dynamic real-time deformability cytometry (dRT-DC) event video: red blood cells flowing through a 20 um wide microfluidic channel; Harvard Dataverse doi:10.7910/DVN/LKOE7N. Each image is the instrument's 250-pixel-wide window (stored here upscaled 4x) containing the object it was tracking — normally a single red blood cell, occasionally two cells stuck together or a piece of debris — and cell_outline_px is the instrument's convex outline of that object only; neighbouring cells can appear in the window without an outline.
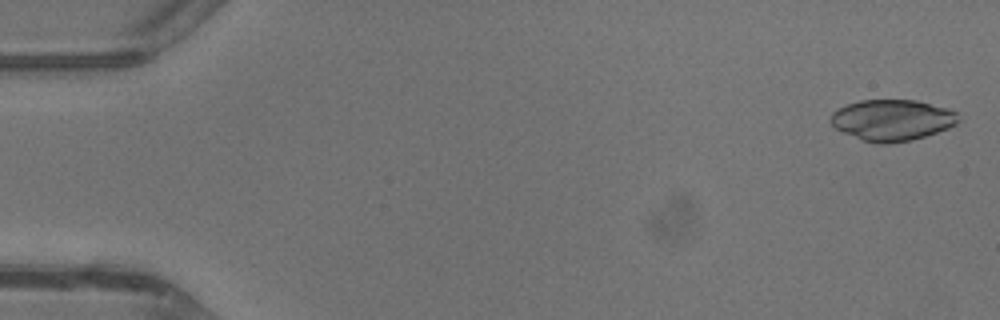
{"species": "common noctule bat (a hibernating species)", "species_latin": "Nyctalus noctula", "temperature_condition": "warm", "stored_images_in_passage": 43, "camera_frame_rate_fps": 3000, "um_per_image_px": 0.085, "animal": {"sex": "male", "body_mass_g": 13.3}, "frame": {"image": 1, "passage_image": 1, "time_ms": 0.0, "image_size_px": [1000, 320], "cell_outline_px": [[960, 120], [956, 124], [948, 128], [912, 140], [888, 144], [880, 144], [860, 140], [836, 128], [828, 120], [832, 112], [848, 104], [860, 100], [916, 100], [948, 108], [956, 112]], "centroid_in_image_um": [75.83, 10.21], "position_along_channel_um": 9.2, "area_um2": 30.63}}
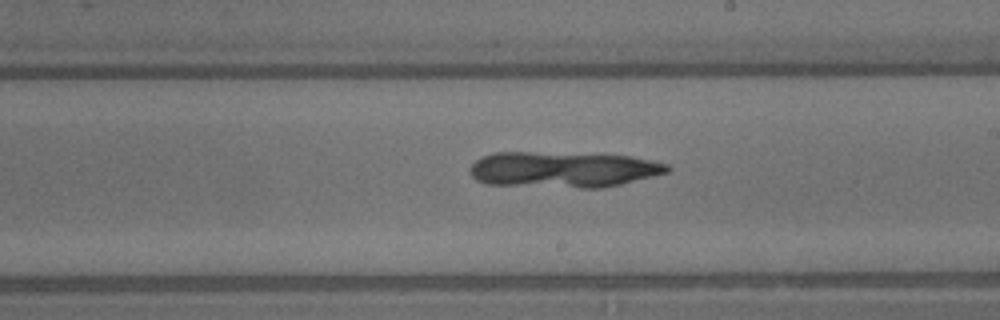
{"frame": {"image": 2, "passage_image": 25, "time_ms": 8.0, "image_size_px": [1000, 320], "cell_outline_px": [[672, 168], [668, 172], [620, 184], [600, 188], [580, 188], [484, 184], [476, 180], [468, 172], [468, 168], [480, 156], [492, 152], [532, 152], [628, 156], [668, 164]], "centroid_in_image_um": [47.77, 14.42], "position_along_channel_um": 241.2, "area_um2": 41.21}}
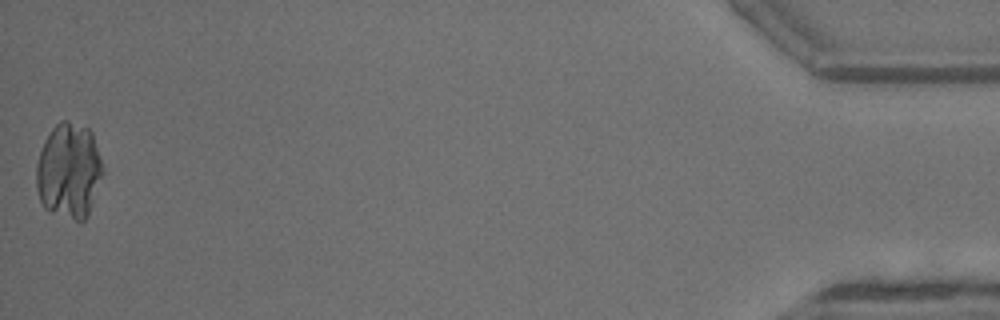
{"frame": {"image": 3, "passage_image": 43, "time_ms": 14.0, "image_size_px": [1000, 320], "cell_outline_px": [[104, 172], [88, 216], [80, 224], [48, 212], [44, 208], [40, 200], [36, 188], [36, 164], [44, 140], [52, 128], [60, 120], [68, 120], [88, 128], [92, 132], [104, 168]], "centroid_in_image_um": [5.86, 14.56], "position_along_channel_um": 429.3, "area_um2": 37.8}}